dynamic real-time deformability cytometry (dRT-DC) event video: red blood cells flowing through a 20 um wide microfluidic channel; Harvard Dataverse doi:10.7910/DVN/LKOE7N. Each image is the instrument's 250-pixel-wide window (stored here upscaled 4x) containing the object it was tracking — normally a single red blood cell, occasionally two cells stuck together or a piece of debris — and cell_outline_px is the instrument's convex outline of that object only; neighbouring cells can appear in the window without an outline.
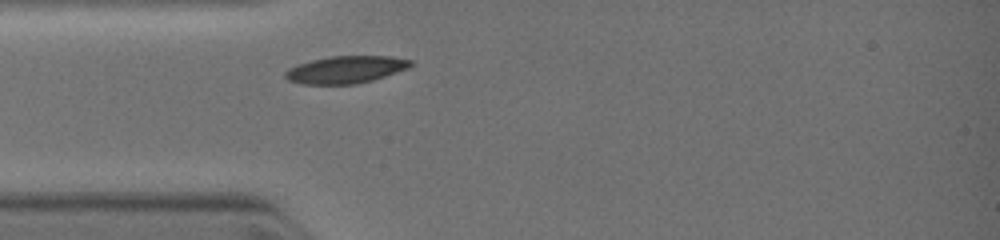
{"species": "common noctule bat (a hibernating species)", "species_latin": "Nyctalus noctula", "temperature_condition": "warm", "stored_images_in_passage": 3, "camera_frame_rate_fps": 3000, "um_per_image_px": 0.085, "animal": {"sex": "female", "body_mass_g": 19.0, "forearm_length_mm": 51.5}, "frame": {"image": 1, "passage_image": 1, "time_ms": 0.0, "image_size_px": [1000, 240], "cell_outline_px": [[412, 64], [408, 68], [372, 80], [356, 84], [300, 84], [288, 80], [284, 76], [284, 72], [300, 64], [312, 60], [332, 56], [388, 56], [412, 60]], "centroid_in_image_um": [29.39, 5.92], "position_along_channel_um": 55.6, "area_um2": 19.65}}